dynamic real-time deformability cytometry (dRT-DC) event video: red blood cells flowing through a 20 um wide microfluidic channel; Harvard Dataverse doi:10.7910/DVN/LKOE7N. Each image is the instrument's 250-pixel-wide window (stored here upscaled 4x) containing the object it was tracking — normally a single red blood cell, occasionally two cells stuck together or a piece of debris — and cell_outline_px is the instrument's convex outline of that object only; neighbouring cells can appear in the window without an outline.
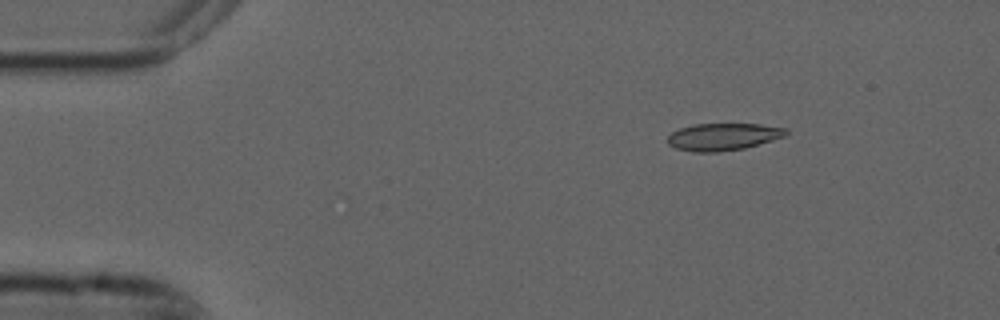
{"species": "common noctule bat (a hibernating species)", "species_latin": "Nyctalus noctula", "temperature_condition": "cold", "stored_images_in_passage": 10, "camera_frame_rate_fps": 3000, "um_per_image_px": 0.085, "animal": {"sex": "male", "forearm_length_mm": 52.5}, "frame": {"image": 1, "passage_image": 2, "time_ms": 0.333, "image_size_px": [1000, 320], "cell_outline_px": [[788, 136], [744, 148], [716, 152], [692, 152], [676, 148], [668, 144], [668, 136], [672, 132], [680, 128], [692, 124], [760, 124], [788, 128]], "centroid_in_image_um": [61.5, 11.62], "position_along_channel_um": 23.5, "area_um2": 18.9}}
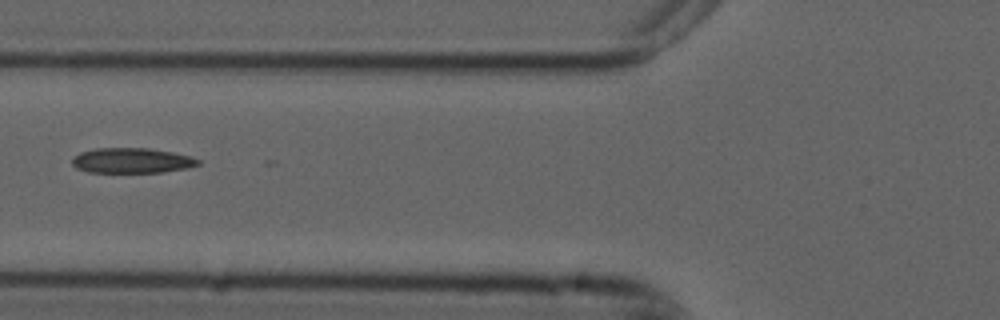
{"frame": {"image": 2, "passage_image": 5, "time_ms": 1.333, "image_size_px": [1000, 320], "cell_outline_px": [[200, 164], [188, 168], [164, 172], [88, 172], [76, 168], [72, 164], [72, 160], [80, 152], [96, 148], [148, 148], [172, 152], [192, 156], [200, 160]], "centroid_in_image_um": [11.23, 13.64], "position_along_channel_um": 114.6, "area_um2": 18.5}}
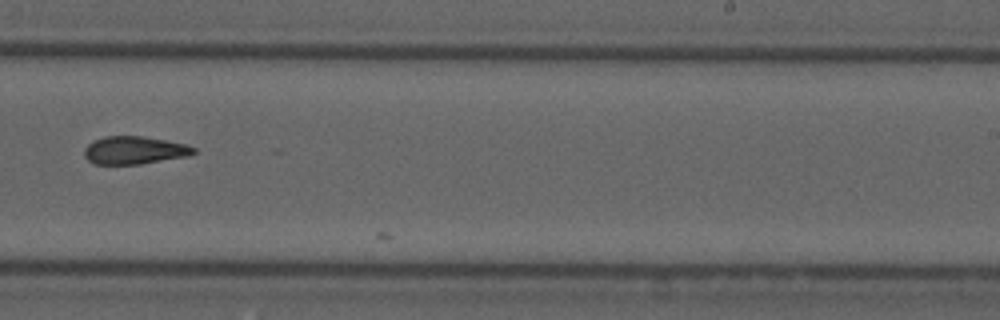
{"frame": {"image": 3, "passage_image": 9, "time_ms": 2.667, "image_size_px": [1000, 320], "cell_outline_px": [[196, 152], [188, 156], [140, 164], [92, 164], [84, 156], [84, 148], [88, 144], [104, 136], [140, 136], [168, 140], [184, 144], [196, 148]], "centroid_in_image_um": [11.41, 12.77], "position_along_channel_um": 277.6, "area_um2": 17.74}}